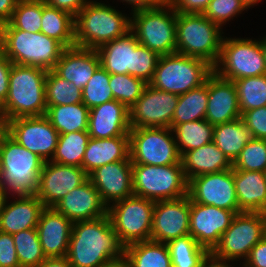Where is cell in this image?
Segmentation results:
<instances>
[{
	"label": "cell",
	"mask_w": 266,
	"mask_h": 267,
	"mask_svg": "<svg viewBox=\"0 0 266 267\" xmlns=\"http://www.w3.org/2000/svg\"><path fill=\"white\" fill-rule=\"evenodd\" d=\"M125 246L120 242L107 215L72 225L67 259L72 267H100L122 258Z\"/></svg>",
	"instance_id": "obj_1"
},
{
	"label": "cell",
	"mask_w": 266,
	"mask_h": 267,
	"mask_svg": "<svg viewBox=\"0 0 266 267\" xmlns=\"http://www.w3.org/2000/svg\"><path fill=\"white\" fill-rule=\"evenodd\" d=\"M0 49L13 63L53 70L65 47L42 32H26L9 22L0 26Z\"/></svg>",
	"instance_id": "obj_2"
},
{
	"label": "cell",
	"mask_w": 266,
	"mask_h": 267,
	"mask_svg": "<svg viewBox=\"0 0 266 267\" xmlns=\"http://www.w3.org/2000/svg\"><path fill=\"white\" fill-rule=\"evenodd\" d=\"M46 77L43 69L12 64L8 95L0 107L7 120L46 114Z\"/></svg>",
	"instance_id": "obj_3"
},
{
	"label": "cell",
	"mask_w": 266,
	"mask_h": 267,
	"mask_svg": "<svg viewBox=\"0 0 266 267\" xmlns=\"http://www.w3.org/2000/svg\"><path fill=\"white\" fill-rule=\"evenodd\" d=\"M75 46L97 49L131 31V17L112 6L89 1L75 16Z\"/></svg>",
	"instance_id": "obj_4"
},
{
	"label": "cell",
	"mask_w": 266,
	"mask_h": 267,
	"mask_svg": "<svg viewBox=\"0 0 266 267\" xmlns=\"http://www.w3.org/2000/svg\"><path fill=\"white\" fill-rule=\"evenodd\" d=\"M221 29L203 14L177 13L176 53L203 59L214 67L224 37Z\"/></svg>",
	"instance_id": "obj_5"
},
{
	"label": "cell",
	"mask_w": 266,
	"mask_h": 267,
	"mask_svg": "<svg viewBox=\"0 0 266 267\" xmlns=\"http://www.w3.org/2000/svg\"><path fill=\"white\" fill-rule=\"evenodd\" d=\"M44 161L8 133L0 143V181L11 195L35 194Z\"/></svg>",
	"instance_id": "obj_6"
},
{
	"label": "cell",
	"mask_w": 266,
	"mask_h": 267,
	"mask_svg": "<svg viewBox=\"0 0 266 267\" xmlns=\"http://www.w3.org/2000/svg\"><path fill=\"white\" fill-rule=\"evenodd\" d=\"M213 67L205 60L173 53L159 57L150 86L174 94H184L205 83Z\"/></svg>",
	"instance_id": "obj_7"
},
{
	"label": "cell",
	"mask_w": 266,
	"mask_h": 267,
	"mask_svg": "<svg viewBox=\"0 0 266 267\" xmlns=\"http://www.w3.org/2000/svg\"><path fill=\"white\" fill-rule=\"evenodd\" d=\"M132 13L131 31L140 44L159 56L176 53L177 13L169 3Z\"/></svg>",
	"instance_id": "obj_8"
},
{
	"label": "cell",
	"mask_w": 266,
	"mask_h": 267,
	"mask_svg": "<svg viewBox=\"0 0 266 267\" xmlns=\"http://www.w3.org/2000/svg\"><path fill=\"white\" fill-rule=\"evenodd\" d=\"M134 195L150 199L173 200L188 195V183L182 162L154 166L132 163Z\"/></svg>",
	"instance_id": "obj_9"
},
{
	"label": "cell",
	"mask_w": 266,
	"mask_h": 267,
	"mask_svg": "<svg viewBox=\"0 0 266 267\" xmlns=\"http://www.w3.org/2000/svg\"><path fill=\"white\" fill-rule=\"evenodd\" d=\"M213 71L230 81L266 74L260 40L223 37L220 57Z\"/></svg>",
	"instance_id": "obj_10"
},
{
	"label": "cell",
	"mask_w": 266,
	"mask_h": 267,
	"mask_svg": "<svg viewBox=\"0 0 266 267\" xmlns=\"http://www.w3.org/2000/svg\"><path fill=\"white\" fill-rule=\"evenodd\" d=\"M155 201L132 195L107 209L114 231L126 247L150 240Z\"/></svg>",
	"instance_id": "obj_11"
},
{
	"label": "cell",
	"mask_w": 266,
	"mask_h": 267,
	"mask_svg": "<svg viewBox=\"0 0 266 267\" xmlns=\"http://www.w3.org/2000/svg\"><path fill=\"white\" fill-rule=\"evenodd\" d=\"M171 128H131L129 131L130 159L133 164L154 166L181 162Z\"/></svg>",
	"instance_id": "obj_12"
},
{
	"label": "cell",
	"mask_w": 266,
	"mask_h": 267,
	"mask_svg": "<svg viewBox=\"0 0 266 267\" xmlns=\"http://www.w3.org/2000/svg\"><path fill=\"white\" fill-rule=\"evenodd\" d=\"M265 235L266 213H238L211 253L232 262L243 258L245 261L250 250Z\"/></svg>",
	"instance_id": "obj_13"
},
{
	"label": "cell",
	"mask_w": 266,
	"mask_h": 267,
	"mask_svg": "<svg viewBox=\"0 0 266 267\" xmlns=\"http://www.w3.org/2000/svg\"><path fill=\"white\" fill-rule=\"evenodd\" d=\"M178 99V94L147 84L140 98L129 108L130 127L170 128Z\"/></svg>",
	"instance_id": "obj_14"
},
{
	"label": "cell",
	"mask_w": 266,
	"mask_h": 267,
	"mask_svg": "<svg viewBox=\"0 0 266 267\" xmlns=\"http://www.w3.org/2000/svg\"><path fill=\"white\" fill-rule=\"evenodd\" d=\"M8 134L44 162L52 159L59 138V133L45 115L8 120Z\"/></svg>",
	"instance_id": "obj_15"
},
{
	"label": "cell",
	"mask_w": 266,
	"mask_h": 267,
	"mask_svg": "<svg viewBox=\"0 0 266 267\" xmlns=\"http://www.w3.org/2000/svg\"><path fill=\"white\" fill-rule=\"evenodd\" d=\"M188 195L193 202L242 213L239 210L233 169L191 178Z\"/></svg>",
	"instance_id": "obj_16"
},
{
	"label": "cell",
	"mask_w": 266,
	"mask_h": 267,
	"mask_svg": "<svg viewBox=\"0 0 266 267\" xmlns=\"http://www.w3.org/2000/svg\"><path fill=\"white\" fill-rule=\"evenodd\" d=\"M88 180L81 168L46 161L43 164L35 195L45 207H54L67 193Z\"/></svg>",
	"instance_id": "obj_17"
},
{
	"label": "cell",
	"mask_w": 266,
	"mask_h": 267,
	"mask_svg": "<svg viewBox=\"0 0 266 267\" xmlns=\"http://www.w3.org/2000/svg\"><path fill=\"white\" fill-rule=\"evenodd\" d=\"M236 214L235 211L199 204L190 199L189 234L211 252Z\"/></svg>",
	"instance_id": "obj_18"
},
{
	"label": "cell",
	"mask_w": 266,
	"mask_h": 267,
	"mask_svg": "<svg viewBox=\"0 0 266 267\" xmlns=\"http://www.w3.org/2000/svg\"><path fill=\"white\" fill-rule=\"evenodd\" d=\"M190 197L155 201L150 240L167 243L189 235Z\"/></svg>",
	"instance_id": "obj_19"
},
{
	"label": "cell",
	"mask_w": 266,
	"mask_h": 267,
	"mask_svg": "<svg viewBox=\"0 0 266 267\" xmlns=\"http://www.w3.org/2000/svg\"><path fill=\"white\" fill-rule=\"evenodd\" d=\"M88 179L98 190L102 202L107 207L112 202L134 195L130 156L125 161L98 167L88 175Z\"/></svg>",
	"instance_id": "obj_20"
},
{
	"label": "cell",
	"mask_w": 266,
	"mask_h": 267,
	"mask_svg": "<svg viewBox=\"0 0 266 267\" xmlns=\"http://www.w3.org/2000/svg\"><path fill=\"white\" fill-rule=\"evenodd\" d=\"M208 106L205 120L215 126L241 118L237 89L233 81L214 71L207 77Z\"/></svg>",
	"instance_id": "obj_21"
},
{
	"label": "cell",
	"mask_w": 266,
	"mask_h": 267,
	"mask_svg": "<svg viewBox=\"0 0 266 267\" xmlns=\"http://www.w3.org/2000/svg\"><path fill=\"white\" fill-rule=\"evenodd\" d=\"M54 208L72 223L101 218L107 215L108 209L89 179L67 193Z\"/></svg>",
	"instance_id": "obj_22"
},
{
	"label": "cell",
	"mask_w": 266,
	"mask_h": 267,
	"mask_svg": "<svg viewBox=\"0 0 266 267\" xmlns=\"http://www.w3.org/2000/svg\"><path fill=\"white\" fill-rule=\"evenodd\" d=\"M73 223L54 207H45L36 230L46 258L66 257Z\"/></svg>",
	"instance_id": "obj_23"
},
{
	"label": "cell",
	"mask_w": 266,
	"mask_h": 267,
	"mask_svg": "<svg viewBox=\"0 0 266 267\" xmlns=\"http://www.w3.org/2000/svg\"><path fill=\"white\" fill-rule=\"evenodd\" d=\"M130 129L129 109L117 100L89 109L87 132L90 138L129 136Z\"/></svg>",
	"instance_id": "obj_24"
},
{
	"label": "cell",
	"mask_w": 266,
	"mask_h": 267,
	"mask_svg": "<svg viewBox=\"0 0 266 267\" xmlns=\"http://www.w3.org/2000/svg\"><path fill=\"white\" fill-rule=\"evenodd\" d=\"M99 66L100 57L96 49L73 46L63 50L53 70L82 90Z\"/></svg>",
	"instance_id": "obj_25"
},
{
	"label": "cell",
	"mask_w": 266,
	"mask_h": 267,
	"mask_svg": "<svg viewBox=\"0 0 266 267\" xmlns=\"http://www.w3.org/2000/svg\"><path fill=\"white\" fill-rule=\"evenodd\" d=\"M16 200L7 203L0 213V232L14 234L20 231L36 228L43 203L35 194H18Z\"/></svg>",
	"instance_id": "obj_26"
},
{
	"label": "cell",
	"mask_w": 266,
	"mask_h": 267,
	"mask_svg": "<svg viewBox=\"0 0 266 267\" xmlns=\"http://www.w3.org/2000/svg\"><path fill=\"white\" fill-rule=\"evenodd\" d=\"M234 184L241 212L266 213L265 172L234 170Z\"/></svg>",
	"instance_id": "obj_27"
},
{
	"label": "cell",
	"mask_w": 266,
	"mask_h": 267,
	"mask_svg": "<svg viewBox=\"0 0 266 267\" xmlns=\"http://www.w3.org/2000/svg\"><path fill=\"white\" fill-rule=\"evenodd\" d=\"M129 156V136H117L106 139L90 138L81 168L89 175L102 165L125 161Z\"/></svg>",
	"instance_id": "obj_28"
},
{
	"label": "cell",
	"mask_w": 266,
	"mask_h": 267,
	"mask_svg": "<svg viewBox=\"0 0 266 267\" xmlns=\"http://www.w3.org/2000/svg\"><path fill=\"white\" fill-rule=\"evenodd\" d=\"M138 44L139 42L132 31L120 38L104 43L96 49L100 57V65L110 74L133 76V50Z\"/></svg>",
	"instance_id": "obj_29"
},
{
	"label": "cell",
	"mask_w": 266,
	"mask_h": 267,
	"mask_svg": "<svg viewBox=\"0 0 266 267\" xmlns=\"http://www.w3.org/2000/svg\"><path fill=\"white\" fill-rule=\"evenodd\" d=\"M181 162L188 181L203 174L232 169V162L213 141L186 152Z\"/></svg>",
	"instance_id": "obj_30"
},
{
	"label": "cell",
	"mask_w": 266,
	"mask_h": 267,
	"mask_svg": "<svg viewBox=\"0 0 266 267\" xmlns=\"http://www.w3.org/2000/svg\"><path fill=\"white\" fill-rule=\"evenodd\" d=\"M253 136L242 118L214 126L213 142L233 163Z\"/></svg>",
	"instance_id": "obj_31"
},
{
	"label": "cell",
	"mask_w": 266,
	"mask_h": 267,
	"mask_svg": "<svg viewBox=\"0 0 266 267\" xmlns=\"http://www.w3.org/2000/svg\"><path fill=\"white\" fill-rule=\"evenodd\" d=\"M75 17L70 13L49 6L43 1L42 24L43 34L59 41L65 48L75 46Z\"/></svg>",
	"instance_id": "obj_32"
},
{
	"label": "cell",
	"mask_w": 266,
	"mask_h": 267,
	"mask_svg": "<svg viewBox=\"0 0 266 267\" xmlns=\"http://www.w3.org/2000/svg\"><path fill=\"white\" fill-rule=\"evenodd\" d=\"M124 256L131 267H172L166 243L147 240L125 247Z\"/></svg>",
	"instance_id": "obj_33"
},
{
	"label": "cell",
	"mask_w": 266,
	"mask_h": 267,
	"mask_svg": "<svg viewBox=\"0 0 266 267\" xmlns=\"http://www.w3.org/2000/svg\"><path fill=\"white\" fill-rule=\"evenodd\" d=\"M45 116L59 134L88 130L89 108L83 103L47 106Z\"/></svg>",
	"instance_id": "obj_34"
},
{
	"label": "cell",
	"mask_w": 266,
	"mask_h": 267,
	"mask_svg": "<svg viewBox=\"0 0 266 267\" xmlns=\"http://www.w3.org/2000/svg\"><path fill=\"white\" fill-rule=\"evenodd\" d=\"M181 157L188 151L213 141L214 126L205 119L185 122L170 127Z\"/></svg>",
	"instance_id": "obj_35"
},
{
	"label": "cell",
	"mask_w": 266,
	"mask_h": 267,
	"mask_svg": "<svg viewBox=\"0 0 266 267\" xmlns=\"http://www.w3.org/2000/svg\"><path fill=\"white\" fill-rule=\"evenodd\" d=\"M208 106L207 79L200 87L179 95L171 125L202 120Z\"/></svg>",
	"instance_id": "obj_36"
},
{
	"label": "cell",
	"mask_w": 266,
	"mask_h": 267,
	"mask_svg": "<svg viewBox=\"0 0 266 267\" xmlns=\"http://www.w3.org/2000/svg\"><path fill=\"white\" fill-rule=\"evenodd\" d=\"M89 139L87 131L59 134L58 144L50 161L81 167Z\"/></svg>",
	"instance_id": "obj_37"
},
{
	"label": "cell",
	"mask_w": 266,
	"mask_h": 267,
	"mask_svg": "<svg viewBox=\"0 0 266 267\" xmlns=\"http://www.w3.org/2000/svg\"><path fill=\"white\" fill-rule=\"evenodd\" d=\"M172 267H201L210 251L189 234L166 243Z\"/></svg>",
	"instance_id": "obj_38"
},
{
	"label": "cell",
	"mask_w": 266,
	"mask_h": 267,
	"mask_svg": "<svg viewBox=\"0 0 266 267\" xmlns=\"http://www.w3.org/2000/svg\"><path fill=\"white\" fill-rule=\"evenodd\" d=\"M237 89L241 115L252 109L266 106V74L233 81Z\"/></svg>",
	"instance_id": "obj_39"
},
{
	"label": "cell",
	"mask_w": 266,
	"mask_h": 267,
	"mask_svg": "<svg viewBox=\"0 0 266 267\" xmlns=\"http://www.w3.org/2000/svg\"><path fill=\"white\" fill-rule=\"evenodd\" d=\"M45 90L47 106L82 103V90L73 82H68L59 76L54 70L47 72Z\"/></svg>",
	"instance_id": "obj_40"
},
{
	"label": "cell",
	"mask_w": 266,
	"mask_h": 267,
	"mask_svg": "<svg viewBox=\"0 0 266 267\" xmlns=\"http://www.w3.org/2000/svg\"><path fill=\"white\" fill-rule=\"evenodd\" d=\"M12 237L20 267H35L46 259L36 228L14 233Z\"/></svg>",
	"instance_id": "obj_41"
},
{
	"label": "cell",
	"mask_w": 266,
	"mask_h": 267,
	"mask_svg": "<svg viewBox=\"0 0 266 267\" xmlns=\"http://www.w3.org/2000/svg\"><path fill=\"white\" fill-rule=\"evenodd\" d=\"M144 80L129 74H110L109 86L114 100L128 109L140 98L147 86Z\"/></svg>",
	"instance_id": "obj_42"
},
{
	"label": "cell",
	"mask_w": 266,
	"mask_h": 267,
	"mask_svg": "<svg viewBox=\"0 0 266 267\" xmlns=\"http://www.w3.org/2000/svg\"><path fill=\"white\" fill-rule=\"evenodd\" d=\"M110 73L101 65L82 89V103L89 109L114 100L109 86Z\"/></svg>",
	"instance_id": "obj_43"
},
{
	"label": "cell",
	"mask_w": 266,
	"mask_h": 267,
	"mask_svg": "<svg viewBox=\"0 0 266 267\" xmlns=\"http://www.w3.org/2000/svg\"><path fill=\"white\" fill-rule=\"evenodd\" d=\"M43 1L19 0L9 23L26 32H40Z\"/></svg>",
	"instance_id": "obj_44"
},
{
	"label": "cell",
	"mask_w": 266,
	"mask_h": 267,
	"mask_svg": "<svg viewBox=\"0 0 266 267\" xmlns=\"http://www.w3.org/2000/svg\"><path fill=\"white\" fill-rule=\"evenodd\" d=\"M233 170L266 171V140L251 139L232 163Z\"/></svg>",
	"instance_id": "obj_45"
},
{
	"label": "cell",
	"mask_w": 266,
	"mask_h": 267,
	"mask_svg": "<svg viewBox=\"0 0 266 267\" xmlns=\"http://www.w3.org/2000/svg\"><path fill=\"white\" fill-rule=\"evenodd\" d=\"M247 10L240 0H211L203 15L222 27L237 14Z\"/></svg>",
	"instance_id": "obj_46"
},
{
	"label": "cell",
	"mask_w": 266,
	"mask_h": 267,
	"mask_svg": "<svg viewBox=\"0 0 266 267\" xmlns=\"http://www.w3.org/2000/svg\"><path fill=\"white\" fill-rule=\"evenodd\" d=\"M159 55L142 44L133 50V76L149 83L154 75Z\"/></svg>",
	"instance_id": "obj_47"
},
{
	"label": "cell",
	"mask_w": 266,
	"mask_h": 267,
	"mask_svg": "<svg viewBox=\"0 0 266 267\" xmlns=\"http://www.w3.org/2000/svg\"><path fill=\"white\" fill-rule=\"evenodd\" d=\"M253 138L266 140V106L248 110L241 115Z\"/></svg>",
	"instance_id": "obj_48"
},
{
	"label": "cell",
	"mask_w": 266,
	"mask_h": 267,
	"mask_svg": "<svg viewBox=\"0 0 266 267\" xmlns=\"http://www.w3.org/2000/svg\"><path fill=\"white\" fill-rule=\"evenodd\" d=\"M0 267H20L12 234L0 232Z\"/></svg>",
	"instance_id": "obj_49"
},
{
	"label": "cell",
	"mask_w": 266,
	"mask_h": 267,
	"mask_svg": "<svg viewBox=\"0 0 266 267\" xmlns=\"http://www.w3.org/2000/svg\"><path fill=\"white\" fill-rule=\"evenodd\" d=\"M211 0H171L170 5L176 13L203 14Z\"/></svg>",
	"instance_id": "obj_50"
},
{
	"label": "cell",
	"mask_w": 266,
	"mask_h": 267,
	"mask_svg": "<svg viewBox=\"0 0 266 267\" xmlns=\"http://www.w3.org/2000/svg\"><path fill=\"white\" fill-rule=\"evenodd\" d=\"M243 263L246 267H266V235L250 250Z\"/></svg>",
	"instance_id": "obj_51"
},
{
	"label": "cell",
	"mask_w": 266,
	"mask_h": 267,
	"mask_svg": "<svg viewBox=\"0 0 266 267\" xmlns=\"http://www.w3.org/2000/svg\"><path fill=\"white\" fill-rule=\"evenodd\" d=\"M12 64L0 49V107L4 104L8 95Z\"/></svg>",
	"instance_id": "obj_52"
},
{
	"label": "cell",
	"mask_w": 266,
	"mask_h": 267,
	"mask_svg": "<svg viewBox=\"0 0 266 267\" xmlns=\"http://www.w3.org/2000/svg\"><path fill=\"white\" fill-rule=\"evenodd\" d=\"M90 0H45L49 6L63 10L76 16Z\"/></svg>",
	"instance_id": "obj_53"
},
{
	"label": "cell",
	"mask_w": 266,
	"mask_h": 267,
	"mask_svg": "<svg viewBox=\"0 0 266 267\" xmlns=\"http://www.w3.org/2000/svg\"><path fill=\"white\" fill-rule=\"evenodd\" d=\"M19 0H0V26L8 23Z\"/></svg>",
	"instance_id": "obj_54"
},
{
	"label": "cell",
	"mask_w": 266,
	"mask_h": 267,
	"mask_svg": "<svg viewBox=\"0 0 266 267\" xmlns=\"http://www.w3.org/2000/svg\"><path fill=\"white\" fill-rule=\"evenodd\" d=\"M124 1L134 7H132V12L154 8L162 4L160 0H122V2Z\"/></svg>",
	"instance_id": "obj_55"
},
{
	"label": "cell",
	"mask_w": 266,
	"mask_h": 267,
	"mask_svg": "<svg viewBox=\"0 0 266 267\" xmlns=\"http://www.w3.org/2000/svg\"><path fill=\"white\" fill-rule=\"evenodd\" d=\"M231 266L232 265H230V260L217 258L211 252L207 255V257L203 260L201 264V267H231Z\"/></svg>",
	"instance_id": "obj_56"
},
{
	"label": "cell",
	"mask_w": 266,
	"mask_h": 267,
	"mask_svg": "<svg viewBox=\"0 0 266 267\" xmlns=\"http://www.w3.org/2000/svg\"><path fill=\"white\" fill-rule=\"evenodd\" d=\"M35 267H72L67 257L46 258L38 266Z\"/></svg>",
	"instance_id": "obj_57"
},
{
	"label": "cell",
	"mask_w": 266,
	"mask_h": 267,
	"mask_svg": "<svg viewBox=\"0 0 266 267\" xmlns=\"http://www.w3.org/2000/svg\"><path fill=\"white\" fill-rule=\"evenodd\" d=\"M100 267H131L127 258L123 256L116 260L109 261L108 263L102 264Z\"/></svg>",
	"instance_id": "obj_58"
},
{
	"label": "cell",
	"mask_w": 266,
	"mask_h": 267,
	"mask_svg": "<svg viewBox=\"0 0 266 267\" xmlns=\"http://www.w3.org/2000/svg\"><path fill=\"white\" fill-rule=\"evenodd\" d=\"M8 133V120L5 114L0 109V143L3 137Z\"/></svg>",
	"instance_id": "obj_59"
},
{
	"label": "cell",
	"mask_w": 266,
	"mask_h": 267,
	"mask_svg": "<svg viewBox=\"0 0 266 267\" xmlns=\"http://www.w3.org/2000/svg\"><path fill=\"white\" fill-rule=\"evenodd\" d=\"M9 192L4 187V185H0V213L2 212L6 200H8Z\"/></svg>",
	"instance_id": "obj_60"
},
{
	"label": "cell",
	"mask_w": 266,
	"mask_h": 267,
	"mask_svg": "<svg viewBox=\"0 0 266 267\" xmlns=\"http://www.w3.org/2000/svg\"><path fill=\"white\" fill-rule=\"evenodd\" d=\"M243 5L248 9L250 8L251 6L257 4L259 1L261 0H240Z\"/></svg>",
	"instance_id": "obj_61"
},
{
	"label": "cell",
	"mask_w": 266,
	"mask_h": 267,
	"mask_svg": "<svg viewBox=\"0 0 266 267\" xmlns=\"http://www.w3.org/2000/svg\"><path fill=\"white\" fill-rule=\"evenodd\" d=\"M261 48L263 50L264 58H265V64H266V37L263 38V40H260Z\"/></svg>",
	"instance_id": "obj_62"
},
{
	"label": "cell",
	"mask_w": 266,
	"mask_h": 267,
	"mask_svg": "<svg viewBox=\"0 0 266 267\" xmlns=\"http://www.w3.org/2000/svg\"><path fill=\"white\" fill-rule=\"evenodd\" d=\"M162 3H170L171 0H160Z\"/></svg>",
	"instance_id": "obj_63"
}]
</instances>
